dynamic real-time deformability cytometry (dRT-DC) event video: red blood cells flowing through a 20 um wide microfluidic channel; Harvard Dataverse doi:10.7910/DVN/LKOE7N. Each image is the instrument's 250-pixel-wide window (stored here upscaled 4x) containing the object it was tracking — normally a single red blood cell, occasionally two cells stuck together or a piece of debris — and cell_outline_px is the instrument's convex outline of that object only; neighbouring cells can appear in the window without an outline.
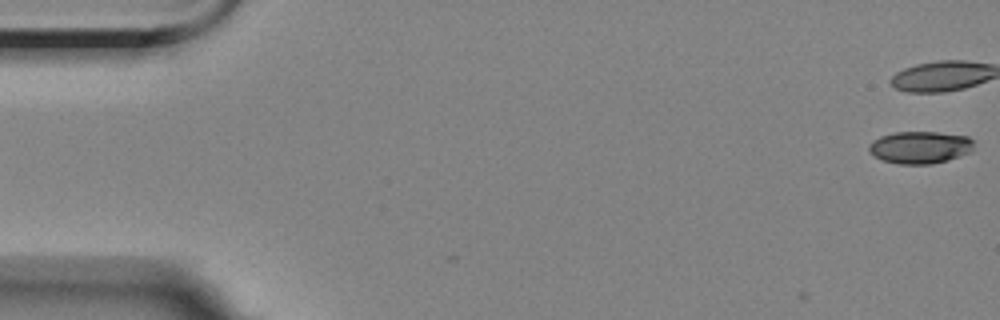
{"species": "Egyptian fruit bat (a non-hibernating species)", "species_latin": "Rousettus aegyptiacus", "temperature_condition": "room temperature", "stored_images_in_passage": 2, "camera_frame_rate_fps": 3000, "um_per_image_px": 0.085, "animal": {"sex": "female"}, "frame": {"image": 1, "passage_image": 2, "time_ms": 1.0, "image_size_px": [1000, 320], "cell_outline_px": [[976, 140], [972, 148], [968, 152], [948, 160], [932, 164], [900, 164], [884, 160], [868, 152], [868, 144], [872, 140], [880, 136], [896, 132], [936, 132], [968, 136]], "centroid_in_image_um": [78.19, 12.51], "position_along_channel_um": 6.8, "area_um2": 19.77}}